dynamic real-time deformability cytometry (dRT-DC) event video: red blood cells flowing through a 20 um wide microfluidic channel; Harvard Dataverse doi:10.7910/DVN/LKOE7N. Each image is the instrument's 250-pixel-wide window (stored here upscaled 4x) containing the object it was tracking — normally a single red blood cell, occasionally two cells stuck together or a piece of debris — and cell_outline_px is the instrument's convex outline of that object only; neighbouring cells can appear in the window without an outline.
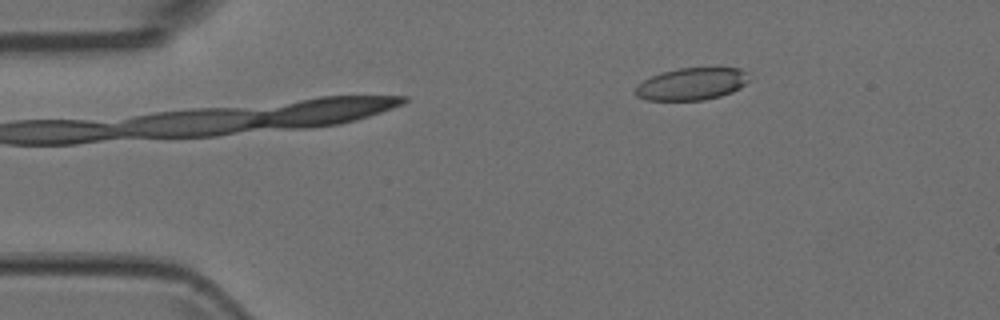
{"species": "Egyptian fruit bat (a non-hibernating species)", "species_latin": "Rousettus aegyptiacus", "temperature_condition": "room temperature", "stored_images_in_passage": 4, "camera_frame_rate_fps": 3000, "um_per_image_px": 0.085, "animal": {"sex": "female"}, "frame": {"image": 1, "passage_image": 1, "time_ms": 0.0, "image_size_px": [1000, 320], "cell_outline_px": [[748, 80], [740, 88], [732, 92], [720, 96], [704, 100], [648, 100], [636, 96], [636, 88], [644, 80], [652, 76], [664, 72], [680, 68], [740, 68], [744, 72]], "centroid_in_image_um": [58.79, 7.14], "position_along_channel_um": 26.2, "area_um2": 20.92}}
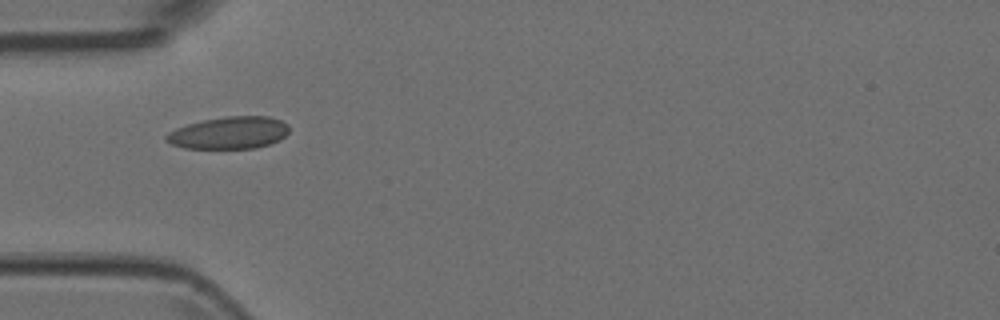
{"frame": {"image": 2, "passage_image": 3, "time_ms": 0.667, "image_size_px": [1000, 320], "cell_outline_px": [[288, 132], [280, 140], [256, 148], [184, 148], [172, 144], [164, 140], [164, 136], [168, 132], [176, 128], [188, 124], [204, 120], [228, 116], [268, 116], [280, 120], [288, 124]], "centroid_in_image_um": [19.46, 11.29], "position_along_channel_um": 65.5, "area_um2": 23.0}}
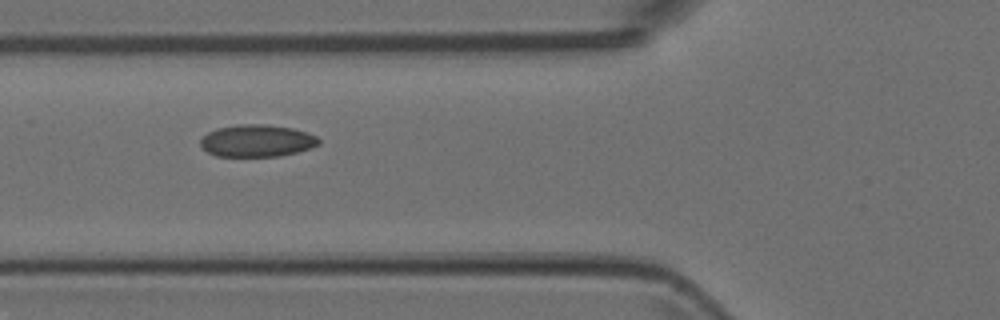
{"frame": {"image": 3, "passage_image": 4, "time_ms": 1.0, "image_size_px": [1000, 320], "cell_outline_px": [[320, 144], [312, 148], [280, 156], [216, 156], [208, 152], [200, 144], [200, 140], [208, 132], [216, 128], [236, 124], [264, 124], [292, 128], [308, 132], [316, 136], [320, 140]], "centroid_in_image_um": [21.86, 11.96], "position_along_channel_um": 103.9, "area_um2": 22.25}}